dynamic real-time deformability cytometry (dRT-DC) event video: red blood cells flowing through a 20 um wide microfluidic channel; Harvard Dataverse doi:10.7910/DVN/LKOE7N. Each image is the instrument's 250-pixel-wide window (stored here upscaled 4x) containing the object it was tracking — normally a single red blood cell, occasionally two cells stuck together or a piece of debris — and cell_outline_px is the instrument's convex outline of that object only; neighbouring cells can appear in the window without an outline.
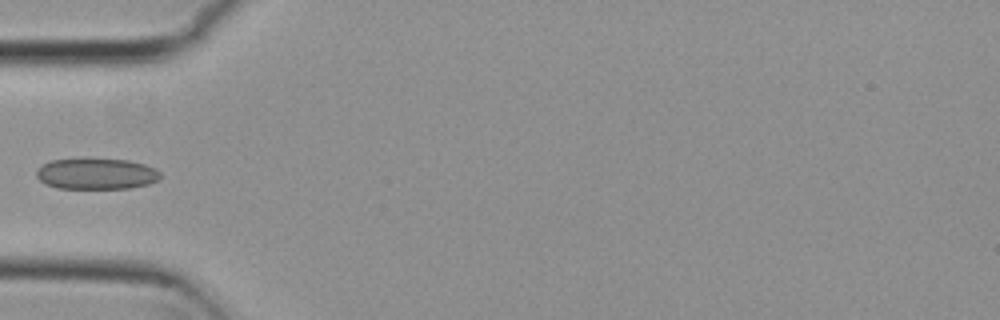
{"species": "common noctule bat (a hibernating species)", "species_latin": "Nyctalus noctula", "temperature_condition": "cold", "stored_images_in_passage": 5, "camera_frame_rate_fps": 3000, "um_per_image_px": 0.085, "animal": {"sex": "female", "body_mass_g": 29.2, "forearm_length_mm": 56.3}, "frame": {"image": 1, "passage_image": 5, "time_ms": 1.333, "image_size_px": [1000, 320], "cell_outline_px": [[160, 180], [148, 184], [128, 188], [56, 188], [44, 184], [36, 176], [36, 168], [52, 160], [128, 160], [144, 164], [156, 168], [160, 172]], "centroid_in_image_um": [8.2, 14.79], "position_along_channel_um": 76.8, "area_um2": 22.14}}